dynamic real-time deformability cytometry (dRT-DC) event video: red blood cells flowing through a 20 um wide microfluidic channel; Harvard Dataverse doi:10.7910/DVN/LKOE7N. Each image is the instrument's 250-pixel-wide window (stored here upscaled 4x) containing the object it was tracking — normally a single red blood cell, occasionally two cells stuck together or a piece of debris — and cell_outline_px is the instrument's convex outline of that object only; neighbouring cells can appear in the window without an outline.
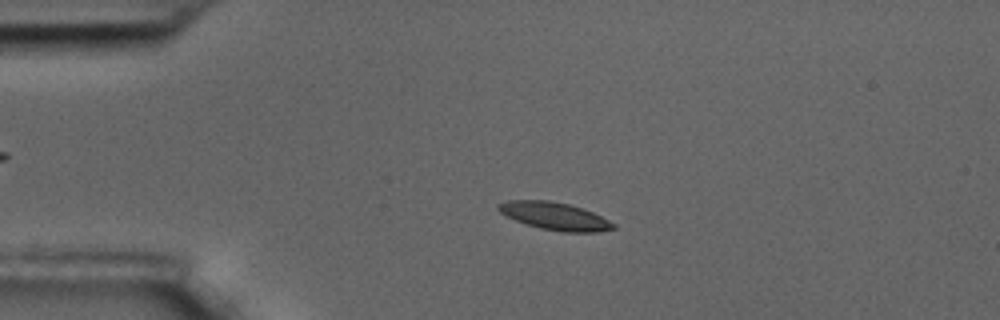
{"species": "common noctule bat (a hibernating species)", "species_latin": "Nyctalus noctula", "temperature_condition": "room temperature", "stored_images_in_passage": 60, "camera_frame_rate_fps": 3000, "um_per_image_px": 0.085, "animal": {"sex": "male", "body_mass_g": 17.5, "forearm_length_mm": 52.3}, "frame": {"image": 1, "passage_image": 14, "time_ms": 4.333, "image_size_px": [1000, 320], "cell_outline_px": [[616, 228], [600, 232], [560, 232], [540, 228], [504, 216], [496, 208], [496, 204], [508, 200], [548, 200], [568, 204], [592, 212], [616, 224]], "centroid_in_image_um": [47.13, 18.37], "position_along_channel_um": 37.9, "area_um2": 18.5}}
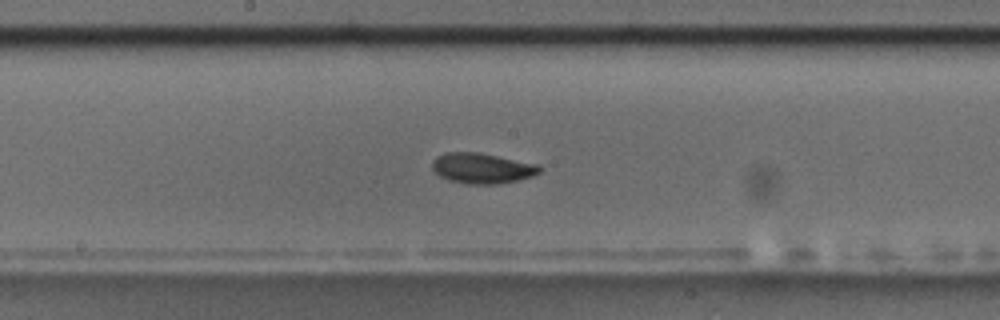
{"frame": {"image": 2, "passage_image": 32, "time_ms": 10.333, "image_size_px": [1000, 320], "cell_outline_px": [[544, 168], [540, 172], [532, 176], [516, 180], [496, 184], [468, 184], [448, 180], [440, 176], [432, 168], [432, 160], [436, 156], [444, 152], [480, 152], [540, 164]], "centroid_in_image_um": [41.0, 14.28], "position_along_channel_um": 207.2, "area_um2": 19.31}}
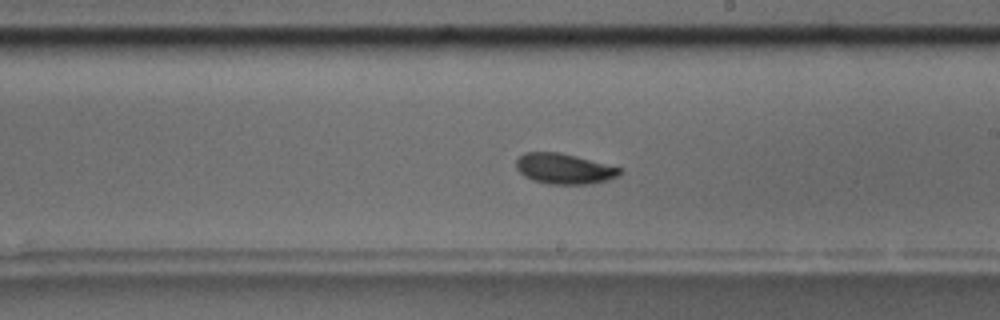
{"frame": {"image": 3, "passage_image": 35, "time_ms": 11.333, "image_size_px": [1000, 320], "cell_outline_px": [[624, 172], [620, 176], [608, 180], [588, 184], [548, 184], [532, 180], [524, 176], [516, 168], [516, 160], [524, 152], [560, 152], [624, 168]], "centroid_in_image_um": [48.0, 14.34], "position_along_channel_um": 241.0, "area_um2": 18.67}, "authors_computed_cell_mechanics": {"area_um2": 17.9469, "velocity_mm_per_s": 3.3911, "shape_relaxation_time_tau1_ms": null, "shape_relaxation_time_tau2_ms": 5.4046, "deformation_change_tau1": null, "deformation_change_tau2": 0.0986}}